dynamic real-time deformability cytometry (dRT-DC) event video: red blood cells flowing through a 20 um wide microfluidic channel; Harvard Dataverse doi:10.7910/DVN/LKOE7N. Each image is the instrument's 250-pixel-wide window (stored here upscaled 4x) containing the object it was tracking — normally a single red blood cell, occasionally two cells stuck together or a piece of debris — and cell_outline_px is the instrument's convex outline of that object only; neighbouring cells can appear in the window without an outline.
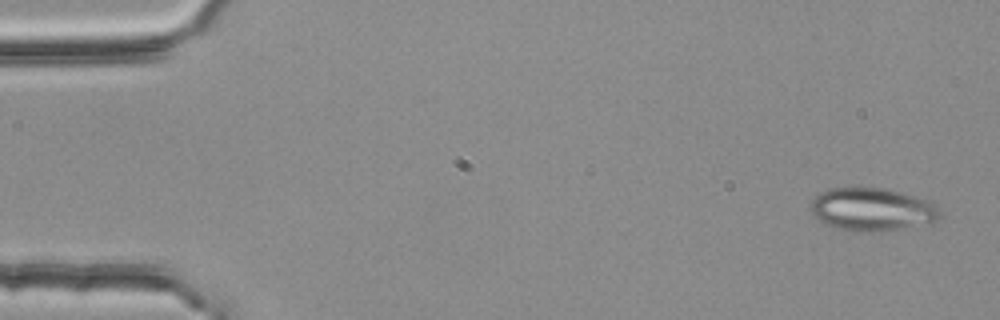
{"species": "common noctule bat (a hibernating species)", "species_latin": "Nyctalus noctula", "temperature_condition": "room temperature", "stored_images_in_passage": 4, "camera_frame_rate_fps": 3000, "um_per_image_px": 0.085, "animal": {"sex": "female", "body_mass_g": 25.1}, "frame": {"image": 1, "passage_image": 1, "time_ms": 0.0, "image_size_px": [1000, 320], "cell_outline_px": [[940, 216], [936, 220], [884, 232], [852, 232], [836, 228], [824, 224], [808, 208], [808, 204], [820, 192], [828, 188], [884, 188], [900, 192], [928, 200], [936, 204], [940, 208]], "centroid_in_image_um": [74.08, 17.81], "position_along_channel_um": 10.9, "area_um2": 32.54}}